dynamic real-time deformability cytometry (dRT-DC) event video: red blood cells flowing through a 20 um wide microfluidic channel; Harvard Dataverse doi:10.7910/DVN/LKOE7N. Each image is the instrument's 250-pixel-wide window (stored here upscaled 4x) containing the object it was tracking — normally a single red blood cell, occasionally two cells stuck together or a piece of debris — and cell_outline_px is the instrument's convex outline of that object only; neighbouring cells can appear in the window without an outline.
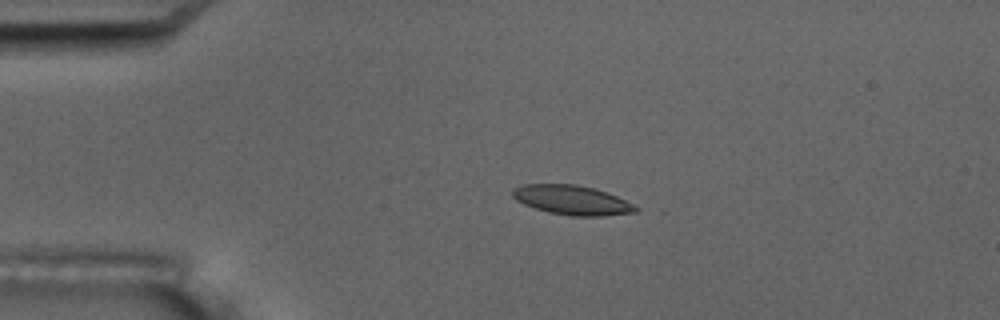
{"species": "common noctule bat (a hibernating species)", "species_latin": "Nyctalus noctula", "temperature_condition": "room temperature", "stored_images_in_passage": 3, "camera_frame_rate_fps": 3000, "um_per_image_px": 0.085, "animal": {"sex": "male", "body_mass_g": 17.5, "forearm_length_mm": 52.3}, "frame": {"image": 1, "passage_image": 2, "time_ms": 1.0, "image_size_px": [1000, 320], "cell_outline_px": [[640, 208], [636, 212], [604, 216], [572, 216], [548, 212], [524, 204], [516, 200], [512, 196], [512, 188], [524, 184], [576, 184], [592, 188], [616, 196]], "centroid_in_image_um": [48.59, 17.01], "position_along_channel_um": 36.4, "area_um2": 20.98}}